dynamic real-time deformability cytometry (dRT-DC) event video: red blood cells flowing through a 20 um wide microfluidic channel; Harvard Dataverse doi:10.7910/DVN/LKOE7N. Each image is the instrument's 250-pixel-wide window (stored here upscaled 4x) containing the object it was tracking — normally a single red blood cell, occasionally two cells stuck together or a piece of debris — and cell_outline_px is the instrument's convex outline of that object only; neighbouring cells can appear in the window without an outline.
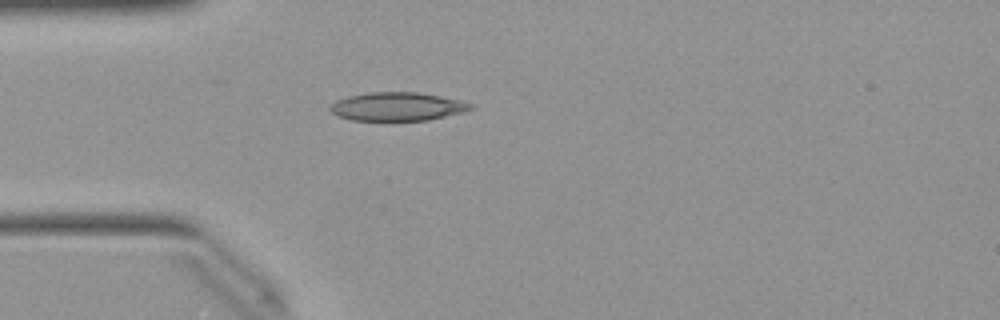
{"species": "Egyptian fruit bat (a non-hibernating species)", "species_latin": "Rousettus aegyptiacus", "temperature_condition": "warm", "stored_images_in_passage": 37, "camera_frame_rate_fps": 3000, "um_per_image_px": 0.085, "animal": {"sex": "female"}, "frame": {"image": 1, "passage_image": 1, "time_ms": 0.0, "image_size_px": [1000, 320], "cell_outline_px": [[476, 108], [428, 120], [352, 120], [340, 116], [332, 112], [328, 108], [336, 100], [348, 96], [368, 92], [416, 92], [440, 96], [472, 104]], "centroid_in_image_um": [33.74, 9.05], "position_along_channel_um": 51.3, "area_um2": 22.95}}
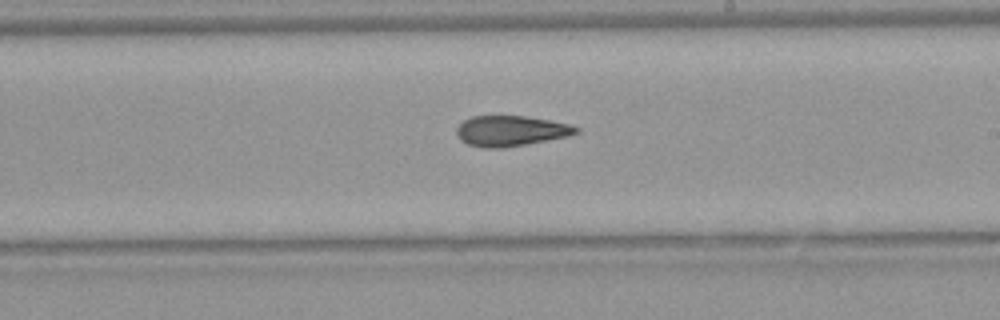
{"frame": {"image": 2, "passage_image": 16, "time_ms": 5.0, "image_size_px": [1000, 320], "cell_outline_px": [[580, 132], [568, 136], [524, 144], [500, 148], [484, 148], [468, 144], [460, 140], [456, 136], [456, 128], [464, 120], [472, 116], [524, 116], [548, 120], [568, 124], [580, 128]], "centroid_in_image_um": [43.38, 11.12], "position_along_channel_um": 245.6, "area_um2": 21.04}}
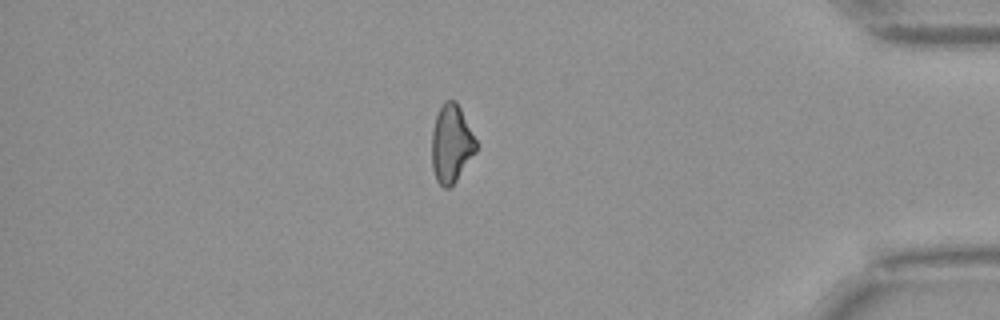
{"frame": {"image": 3, "passage_image": 30, "time_ms": 9.667, "image_size_px": [1000, 320], "cell_outline_px": [[476, 152], [456, 180], [448, 188], [444, 188], [436, 180], [432, 168], [432, 128], [436, 116], [444, 100], [456, 100], [476, 140]], "centroid_in_image_um": [38.35, 12.21], "position_along_channel_um": 396.9, "area_um2": 19.94}, "authors_computed_cell_mechanics": {"area_um2": 21.2704, "velocity_mm_per_s": 4.0454, "shape_relaxation_time_tau1_ms": 8.6001, "shape_relaxation_time_tau2_ms": 5.5712, "deformation_change_tau1": 0.1852, "deformation_change_tau2": 0.1547}}